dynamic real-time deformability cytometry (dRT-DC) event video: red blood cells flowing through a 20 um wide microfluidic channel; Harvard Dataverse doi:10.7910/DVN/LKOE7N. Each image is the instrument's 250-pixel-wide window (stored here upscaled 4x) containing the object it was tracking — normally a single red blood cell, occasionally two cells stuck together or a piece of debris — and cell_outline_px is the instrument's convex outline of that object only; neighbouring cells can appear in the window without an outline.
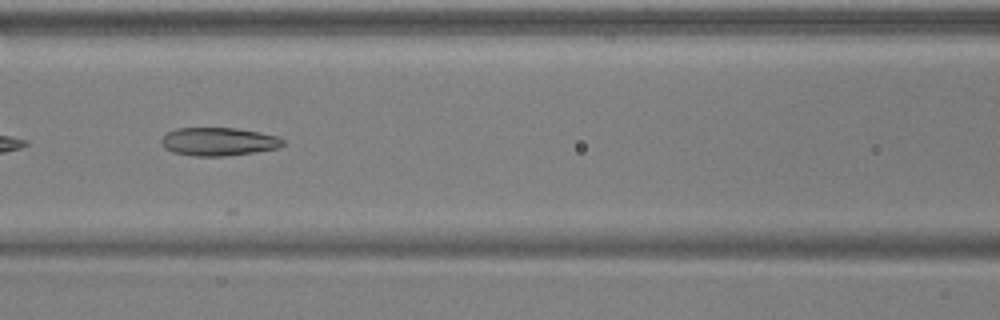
{"species": "common noctule bat (a hibernating species)", "species_latin": "Nyctalus noctula", "temperature_condition": "warm", "stored_images_in_passage": 7, "camera_frame_rate_fps": 3000, "um_per_image_px": 0.085, "animal": {"sex": "male", "body_mass_g": 17.9, "forearm_length_mm": 54.2}, "frame": {"image": 1, "passage_image": 5, "time_ms": 1.333, "image_size_px": [1000, 320], "cell_outline_px": [[284, 144], [280, 148], [224, 156], [196, 156], [172, 152], [164, 148], [160, 144], [160, 140], [168, 132], [176, 128], [236, 128], [280, 136], [284, 140]], "centroid_in_image_um": [18.57, 12.03], "position_along_channel_um": 148.0, "area_um2": 20.06}}
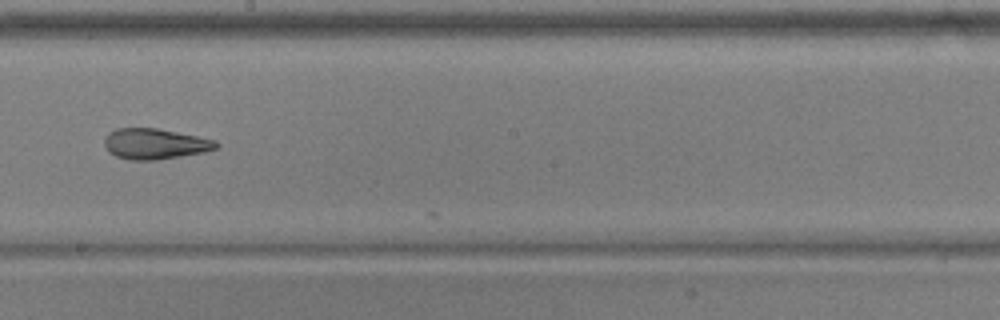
{"frame": {"image": 2, "passage_image": 7, "time_ms": 2.0, "image_size_px": [1000, 320], "cell_outline_px": [[220, 144], [216, 148], [204, 152], [156, 160], [128, 160], [116, 156], [108, 152], [104, 144], [104, 140], [108, 132], [116, 128], [156, 128], [216, 140]], "centroid_in_image_um": [13.14, 12.23], "position_along_channel_um": 235.1, "area_um2": 19.94}}